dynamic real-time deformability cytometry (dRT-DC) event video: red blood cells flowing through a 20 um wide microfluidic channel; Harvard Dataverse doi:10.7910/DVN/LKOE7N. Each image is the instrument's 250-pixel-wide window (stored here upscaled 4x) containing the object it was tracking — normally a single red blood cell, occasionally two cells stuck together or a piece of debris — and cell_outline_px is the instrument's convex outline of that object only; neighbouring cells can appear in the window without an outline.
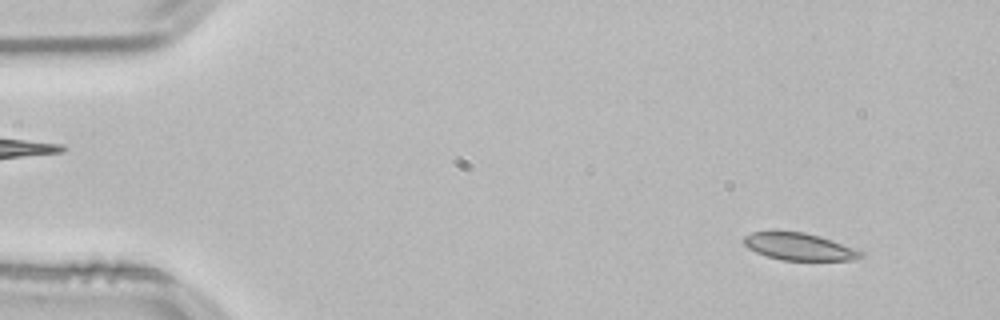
{"species": "common noctule bat (a hibernating species)", "species_latin": "Nyctalus noctula", "temperature_condition": "room temperature", "stored_images_in_passage": 15, "camera_frame_rate_fps": 3000, "um_per_image_px": 0.085, "animal": {"sex": "male", "body_mass_g": 21.5, "forearm_length_mm": 52.0}, "frame": {"image": 1, "passage_image": 4, "time_ms": 1.0, "image_size_px": [1000, 320], "cell_outline_px": [[864, 256], [852, 260], [780, 260], [756, 252], [748, 248], [744, 244], [744, 236], [752, 232], [804, 232], [820, 236], [864, 252]], "centroid_in_image_um": [67.93, 20.97], "position_along_channel_um": 17.1, "area_um2": 18.26}}